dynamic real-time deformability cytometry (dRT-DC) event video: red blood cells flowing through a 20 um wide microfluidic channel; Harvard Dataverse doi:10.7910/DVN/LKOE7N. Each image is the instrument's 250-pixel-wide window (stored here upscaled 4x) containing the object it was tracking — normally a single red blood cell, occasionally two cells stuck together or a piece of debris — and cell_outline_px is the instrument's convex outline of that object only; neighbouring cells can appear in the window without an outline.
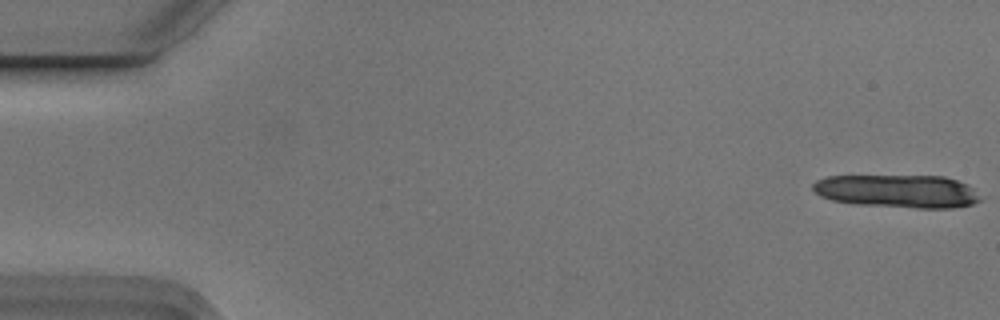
{"species": "Egyptian fruit bat (a non-hibernating species)", "species_latin": "Rousettus aegyptiacus", "temperature_condition": "cold", "stored_images_in_passage": 4, "camera_frame_rate_fps": 3000, "um_per_image_px": 0.085, "animal": {"sex": "male"}, "frame": {"image": 1, "passage_image": 1, "time_ms": 0.0, "image_size_px": [1000, 320], "cell_outline_px": [[980, 200], [972, 204], [952, 208], [916, 208], [856, 204], [832, 200], [820, 196], [812, 188], [812, 184], [816, 180], [828, 176], [944, 176], [968, 184], [972, 188]], "centroid_in_image_um": [76.26, 16.25], "position_along_channel_um": 8.7, "area_um2": 32.14}}